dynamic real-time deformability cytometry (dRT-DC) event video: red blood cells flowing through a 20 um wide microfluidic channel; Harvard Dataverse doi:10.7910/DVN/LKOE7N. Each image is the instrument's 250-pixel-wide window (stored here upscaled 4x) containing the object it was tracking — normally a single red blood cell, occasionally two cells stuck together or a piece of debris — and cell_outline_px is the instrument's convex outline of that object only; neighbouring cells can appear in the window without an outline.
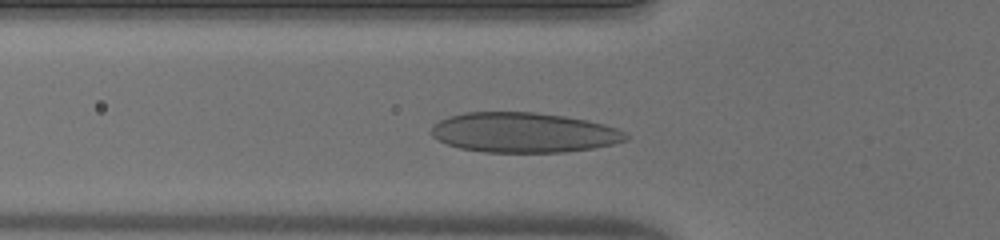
{"species": "human", "species_latin": "Homo sapiens", "temperature_condition": "warm", "stored_images_in_passage": 35, "camera_frame_rate_fps": 3000, "um_per_image_px": 0.085, "donor": {"sex": "male"}, "frame": {"image": 1, "passage_image": 9, "time_ms": 2.667, "image_size_px": [1000, 240], "cell_outline_px": [[628, 140], [612, 144], [592, 148], [564, 152], [484, 152], [460, 148], [448, 144], [432, 136], [428, 132], [432, 124], [448, 116], [464, 112], [532, 112], [564, 116], [588, 120], [604, 124], [616, 128], [624, 132], [628, 136]], "centroid_in_image_um": [44.48, 11.26], "position_along_channel_um": 81.3, "area_um2": 45.43}}
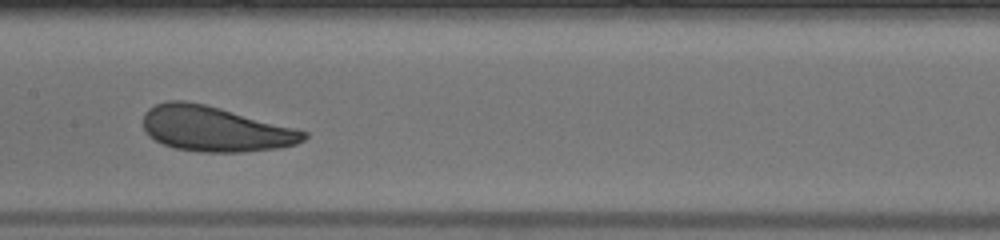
{"frame": {"image": 2, "passage_image": 17, "time_ms": 5.333, "image_size_px": [1000, 240], "cell_outline_px": [[308, 136], [304, 140], [296, 144], [280, 148], [240, 152], [200, 152], [176, 148], [164, 144], [148, 136], [144, 128], [144, 112], [148, 108], [156, 104], [168, 100], [184, 100], [204, 104], [220, 108], [296, 128], [308, 132]], "centroid_in_image_um": [18.28, 10.95], "position_along_channel_um": 189.1, "area_um2": 42.25}}
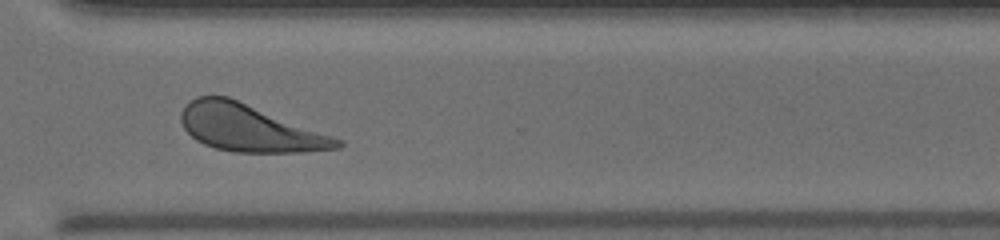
{"frame": {"image": 3, "passage_image": 29, "time_ms": 9.333, "image_size_px": [1000, 240], "cell_outline_px": [[344, 144], [340, 148], [304, 152], [236, 152], [216, 148], [204, 144], [196, 140], [184, 128], [180, 120], [180, 112], [196, 96], [228, 96], [344, 140]], "centroid_in_image_um": [21.22, 10.89], "position_along_channel_um": 349.4, "area_um2": 42.54}, "authors_computed_cell_mechanics": {"area_um2": 42.2518, "velocity_mm_per_s": 4.0106, "shape_relaxation_time_tau1_ms": 2.3417, "shape_relaxation_time_tau2_ms": 1.5732, "deformation_change_tau1": 0.1056, "deformation_change_tau2": 0.0883}}